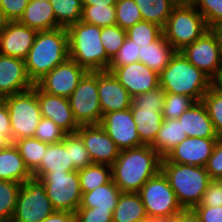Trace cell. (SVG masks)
<instances>
[{"instance_id":"obj_5","label":"cell","mask_w":222,"mask_h":222,"mask_svg":"<svg viewBox=\"0 0 222 222\" xmlns=\"http://www.w3.org/2000/svg\"><path fill=\"white\" fill-rule=\"evenodd\" d=\"M161 171L183 209H193L199 205L212 180L205 167L176 164L169 162L165 157L161 161Z\"/></svg>"},{"instance_id":"obj_50","label":"cell","mask_w":222,"mask_h":222,"mask_svg":"<svg viewBox=\"0 0 222 222\" xmlns=\"http://www.w3.org/2000/svg\"><path fill=\"white\" fill-rule=\"evenodd\" d=\"M30 0H0V9L10 21H18Z\"/></svg>"},{"instance_id":"obj_10","label":"cell","mask_w":222,"mask_h":222,"mask_svg":"<svg viewBox=\"0 0 222 222\" xmlns=\"http://www.w3.org/2000/svg\"><path fill=\"white\" fill-rule=\"evenodd\" d=\"M55 211L43 183L31 178L21 185L11 222H41Z\"/></svg>"},{"instance_id":"obj_55","label":"cell","mask_w":222,"mask_h":222,"mask_svg":"<svg viewBox=\"0 0 222 222\" xmlns=\"http://www.w3.org/2000/svg\"><path fill=\"white\" fill-rule=\"evenodd\" d=\"M82 5L108 6L115 5L117 0H81Z\"/></svg>"},{"instance_id":"obj_17","label":"cell","mask_w":222,"mask_h":222,"mask_svg":"<svg viewBox=\"0 0 222 222\" xmlns=\"http://www.w3.org/2000/svg\"><path fill=\"white\" fill-rule=\"evenodd\" d=\"M218 138L187 137L165 157L169 162L205 167Z\"/></svg>"},{"instance_id":"obj_48","label":"cell","mask_w":222,"mask_h":222,"mask_svg":"<svg viewBox=\"0 0 222 222\" xmlns=\"http://www.w3.org/2000/svg\"><path fill=\"white\" fill-rule=\"evenodd\" d=\"M205 169L211 179L222 180V137H218Z\"/></svg>"},{"instance_id":"obj_37","label":"cell","mask_w":222,"mask_h":222,"mask_svg":"<svg viewBox=\"0 0 222 222\" xmlns=\"http://www.w3.org/2000/svg\"><path fill=\"white\" fill-rule=\"evenodd\" d=\"M81 21L99 27L116 25L115 5H83Z\"/></svg>"},{"instance_id":"obj_15","label":"cell","mask_w":222,"mask_h":222,"mask_svg":"<svg viewBox=\"0 0 222 222\" xmlns=\"http://www.w3.org/2000/svg\"><path fill=\"white\" fill-rule=\"evenodd\" d=\"M76 133L89 152L92 163L112 166L120 149L100 125H81Z\"/></svg>"},{"instance_id":"obj_31","label":"cell","mask_w":222,"mask_h":222,"mask_svg":"<svg viewBox=\"0 0 222 222\" xmlns=\"http://www.w3.org/2000/svg\"><path fill=\"white\" fill-rule=\"evenodd\" d=\"M144 21L164 27L172 10L177 5L175 0H134Z\"/></svg>"},{"instance_id":"obj_42","label":"cell","mask_w":222,"mask_h":222,"mask_svg":"<svg viewBox=\"0 0 222 222\" xmlns=\"http://www.w3.org/2000/svg\"><path fill=\"white\" fill-rule=\"evenodd\" d=\"M126 37V30H123L118 25L101 27L100 40L107 56L110 59H112L113 56L123 46Z\"/></svg>"},{"instance_id":"obj_18","label":"cell","mask_w":222,"mask_h":222,"mask_svg":"<svg viewBox=\"0 0 222 222\" xmlns=\"http://www.w3.org/2000/svg\"><path fill=\"white\" fill-rule=\"evenodd\" d=\"M97 87L102 115L131 108L132 97L111 72H97Z\"/></svg>"},{"instance_id":"obj_46","label":"cell","mask_w":222,"mask_h":222,"mask_svg":"<svg viewBox=\"0 0 222 222\" xmlns=\"http://www.w3.org/2000/svg\"><path fill=\"white\" fill-rule=\"evenodd\" d=\"M135 62H139L137 47L134 41L126 37L123 46L113 56L109 66H125Z\"/></svg>"},{"instance_id":"obj_9","label":"cell","mask_w":222,"mask_h":222,"mask_svg":"<svg viewBox=\"0 0 222 222\" xmlns=\"http://www.w3.org/2000/svg\"><path fill=\"white\" fill-rule=\"evenodd\" d=\"M39 180L56 211L76 212L82 196L78 170L52 171Z\"/></svg>"},{"instance_id":"obj_35","label":"cell","mask_w":222,"mask_h":222,"mask_svg":"<svg viewBox=\"0 0 222 222\" xmlns=\"http://www.w3.org/2000/svg\"><path fill=\"white\" fill-rule=\"evenodd\" d=\"M21 183L0 180V222H11Z\"/></svg>"},{"instance_id":"obj_26","label":"cell","mask_w":222,"mask_h":222,"mask_svg":"<svg viewBox=\"0 0 222 222\" xmlns=\"http://www.w3.org/2000/svg\"><path fill=\"white\" fill-rule=\"evenodd\" d=\"M31 178H33L32 173L26 167L23 158L13 143L0 151V180L23 184Z\"/></svg>"},{"instance_id":"obj_7","label":"cell","mask_w":222,"mask_h":222,"mask_svg":"<svg viewBox=\"0 0 222 222\" xmlns=\"http://www.w3.org/2000/svg\"><path fill=\"white\" fill-rule=\"evenodd\" d=\"M8 108L11 125V143L17 139L34 137L42 118L35 84L32 88L1 99Z\"/></svg>"},{"instance_id":"obj_29","label":"cell","mask_w":222,"mask_h":222,"mask_svg":"<svg viewBox=\"0 0 222 222\" xmlns=\"http://www.w3.org/2000/svg\"><path fill=\"white\" fill-rule=\"evenodd\" d=\"M148 218L138 193L121 192L113 211V222H138Z\"/></svg>"},{"instance_id":"obj_61","label":"cell","mask_w":222,"mask_h":222,"mask_svg":"<svg viewBox=\"0 0 222 222\" xmlns=\"http://www.w3.org/2000/svg\"><path fill=\"white\" fill-rule=\"evenodd\" d=\"M218 32L220 44H221V52H222V27L215 29Z\"/></svg>"},{"instance_id":"obj_60","label":"cell","mask_w":222,"mask_h":222,"mask_svg":"<svg viewBox=\"0 0 222 222\" xmlns=\"http://www.w3.org/2000/svg\"><path fill=\"white\" fill-rule=\"evenodd\" d=\"M177 4H193L195 0H175Z\"/></svg>"},{"instance_id":"obj_47","label":"cell","mask_w":222,"mask_h":222,"mask_svg":"<svg viewBox=\"0 0 222 222\" xmlns=\"http://www.w3.org/2000/svg\"><path fill=\"white\" fill-rule=\"evenodd\" d=\"M114 210H102L97 207H78L76 222H113Z\"/></svg>"},{"instance_id":"obj_32","label":"cell","mask_w":222,"mask_h":222,"mask_svg":"<svg viewBox=\"0 0 222 222\" xmlns=\"http://www.w3.org/2000/svg\"><path fill=\"white\" fill-rule=\"evenodd\" d=\"M78 174L81 192L87 193L112 180V166L92 163L78 170Z\"/></svg>"},{"instance_id":"obj_24","label":"cell","mask_w":222,"mask_h":222,"mask_svg":"<svg viewBox=\"0 0 222 222\" xmlns=\"http://www.w3.org/2000/svg\"><path fill=\"white\" fill-rule=\"evenodd\" d=\"M77 170L70 162V149L63 142L48 144L39 167L32 173L33 178L41 179L46 173Z\"/></svg>"},{"instance_id":"obj_52","label":"cell","mask_w":222,"mask_h":222,"mask_svg":"<svg viewBox=\"0 0 222 222\" xmlns=\"http://www.w3.org/2000/svg\"><path fill=\"white\" fill-rule=\"evenodd\" d=\"M0 135L7 137L11 141V125L8 108L0 99Z\"/></svg>"},{"instance_id":"obj_54","label":"cell","mask_w":222,"mask_h":222,"mask_svg":"<svg viewBox=\"0 0 222 222\" xmlns=\"http://www.w3.org/2000/svg\"><path fill=\"white\" fill-rule=\"evenodd\" d=\"M41 222H76V215L68 211H55Z\"/></svg>"},{"instance_id":"obj_45","label":"cell","mask_w":222,"mask_h":222,"mask_svg":"<svg viewBox=\"0 0 222 222\" xmlns=\"http://www.w3.org/2000/svg\"><path fill=\"white\" fill-rule=\"evenodd\" d=\"M166 92L160 86L132 98L131 107L163 108Z\"/></svg>"},{"instance_id":"obj_23","label":"cell","mask_w":222,"mask_h":222,"mask_svg":"<svg viewBox=\"0 0 222 222\" xmlns=\"http://www.w3.org/2000/svg\"><path fill=\"white\" fill-rule=\"evenodd\" d=\"M18 22L37 31L60 28L49 1L30 0Z\"/></svg>"},{"instance_id":"obj_56","label":"cell","mask_w":222,"mask_h":222,"mask_svg":"<svg viewBox=\"0 0 222 222\" xmlns=\"http://www.w3.org/2000/svg\"><path fill=\"white\" fill-rule=\"evenodd\" d=\"M10 20L6 17L4 12L0 9V34L4 31L7 27Z\"/></svg>"},{"instance_id":"obj_57","label":"cell","mask_w":222,"mask_h":222,"mask_svg":"<svg viewBox=\"0 0 222 222\" xmlns=\"http://www.w3.org/2000/svg\"><path fill=\"white\" fill-rule=\"evenodd\" d=\"M213 86L222 93V73L213 81Z\"/></svg>"},{"instance_id":"obj_40","label":"cell","mask_w":222,"mask_h":222,"mask_svg":"<svg viewBox=\"0 0 222 222\" xmlns=\"http://www.w3.org/2000/svg\"><path fill=\"white\" fill-rule=\"evenodd\" d=\"M202 102L207 108L218 137H222V93L212 85L203 96Z\"/></svg>"},{"instance_id":"obj_30","label":"cell","mask_w":222,"mask_h":222,"mask_svg":"<svg viewBox=\"0 0 222 222\" xmlns=\"http://www.w3.org/2000/svg\"><path fill=\"white\" fill-rule=\"evenodd\" d=\"M120 193L119 187L111 180L109 183L98 186L90 192L82 193L79 207L114 210Z\"/></svg>"},{"instance_id":"obj_20","label":"cell","mask_w":222,"mask_h":222,"mask_svg":"<svg viewBox=\"0 0 222 222\" xmlns=\"http://www.w3.org/2000/svg\"><path fill=\"white\" fill-rule=\"evenodd\" d=\"M24 59L0 54V99L32 88Z\"/></svg>"},{"instance_id":"obj_51","label":"cell","mask_w":222,"mask_h":222,"mask_svg":"<svg viewBox=\"0 0 222 222\" xmlns=\"http://www.w3.org/2000/svg\"><path fill=\"white\" fill-rule=\"evenodd\" d=\"M193 210L198 215L200 222H222V206H195Z\"/></svg>"},{"instance_id":"obj_11","label":"cell","mask_w":222,"mask_h":222,"mask_svg":"<svg viewBox=\"0 0 222 222\" xmlns=\"http://www.w3.org/2000/svg\"><path fill=\"white\" fill-rule=\"evenodd\" d=\"M68 100L79 126L100 124L103 115L98 97L97 72L87 71Z\"/></svg>"},{"instance_id":"obj_2","label":"cell","mask_w":222,"mask_h":222,"mask_svg":"<svg viewBox=\"0 0 222 222\" xmlns=\"http://www.w3.org/2000/svg\"><path fill=\"white\" fill-rule=\"evenodd\" d=\"M69 58L68 33L60 27L38 31L34 44L24 59L26 72L33 84Z\"/></svg>"},{"instance_id":"obj_34","label":"cell","mask_w":222,"mask_h":222,"mask_svg":"<svg viewBox=\"0 0 222 222\" xmlns=\"http://www.w3.org/2000/svg\"><path fill=\"white\" fill-rule=\"evenodd\" d=\"M49 2L60 27L67 28L81 21L83 8L81 0H50Z\"/></svg>"},{"instance_id":"obj_25","label":"cell","mask_w":222,"mask_h":222,"mask_svg":"<svg viewBox=\"0 0 222 222\" xmlns=\"http://www.w3.org/2000/svg\"><path fill=\"white\" fill-rule=\"evenodd\" d=\"M137 133L144 145H151L163 123V108L131 107Z\"/></svg>"},{"instance_id":"obj_41","label":"cell","mask_w":222,"mask_h":222,"mask_svg":"<svg viewBox=\"0 0 222 222\" xmlns=\"http://www.w3.org/2000/svg\"><path fill=\"white\" fill-rule=\"evenodd\" d=\"M194 103H196V101L187 95L166 92L162 116L164 119L179 118L180 115Z\"/></svg>"},{"instance_id":"obj_4","label":"cell","mask_w":222,"mask_h":222,"mask_svg":"<svg viewBox=\"0 0 222 222\" xmlns=\"http://www.w3.org/2000/svg\"><path fill=\"white\" fill-rule=\"evenodd\" d=\"M69 58L89 72L107 71L111 59L100 40L101 27L79 21L66 28Z\"/></svg>"},{"instance_id":"obj_12","label":"cell","mask_w":222,"mask_h":222,"mask_svg":"<svg viewBox=\"0 0 222 222\" xmlns=\"http://www.w3.org/2000/svg\"><path fill=\"white\" fill-rule=\"evenodd\" d=\"M181 52L196 68L214 81L222 73V52L218 32L208 30Z\"/></svg>"},{"instance_id":"obj_36","label":"cell","mask_w":222,"mask_h":222,"mask_svg":"<svg viewBox=\"0 0 222 222\" xmlns=\"http://www.w3.org/2000/svg\"><path fill=\"white\" fill-rule=\"evenodd\" d=\"M127 32V37L135 42L137 48L149 46L155 42L162 34V27L158 24L140 21L134 26L130 27Z\"/></svg>"},{"instance_id":"obj_53","label":"cell","mask_w":222,"mask_h":222,"mask_svg":"<svg viewBox=\"0 0 222 222\" xmlns=\"http://www.w3.org/2000/svg\"><path fill=\"white\" fill-rule=\"evenodd\" d=\"M166 222H200L198 215L193 209H182Z\"/></svg>"},{"instance_id":"obj_8","label":"cell","mask_w":222,"mask_h":222,"mask_svg":"<svg viewBox=\"0 0 222 222\" xmlns=\"http://www.w3.org/2000/svg\"><path fill=\"white\" fill-rule=\"evenodd\" d=\"M138 194L148 218L168 220L183 209L161 170L142 186Z\"/></svg>"},{"instance_id":"obj_1","label":"cell","mask_w":222,"mask_h":222,"mask_svg":"<svg viewBox=\"0 0 222 222\" xmlns=\"http://www.w3.org/2000/svg\"><path fill=\"white\" fill-rule=\"evenodd\" d=\"M161 161L150 145L120 150L112 165V180L121 192L138 193L161 170Z\"/></svg>"},{"instance_id":"obj_22","label":"cell","mask_w":222,"mask_h":222,"mask_svg":"<svg viewBox=\"0 0 222 222\" xmlns=\"http://www.w3.org/2000/svg\"><path fill=\"white\" fill-rule=\"evenodd\" d=\"M178 120L187 137L218 138L207 108L202 101L194 103Z\"/></svg>"},{"instance_id":"obj_58","label":"cell","mask_w":222,"mask_h":222,"mask_svg":"<svg viewBox=\"0 0 222 222\" xmlns=\"http://www.w3.org/2000/svg\"><path fill=\"white\" fill-rule=\"evenodd\" d=\"M10 143L11 141L7 137L0 135V151L5 149Z\"/></svg>"},{"instance_id":"obj_3","label":"cell","mask_w":222,"mask_h":222,"mask_svg":"<svg viewBox=\"0 0 222 222\" xmlns=\"http://www.w3.org/2000/svg\"><path fill=\"white\" fill-rule=\"evenodd\" d=\"M213 85V81L192 65L181 51H176L169 64L159 74V86L168 93L187 95L196 102Z\"/></svg>"},{"instance_id":"obj_19","label":"cell","mask_w":222,"mask_h":222,"mask_svg":"<svg viewBox=\"0 0 222 222\" xmlns=\"http://www.w3.org/2000/svg\"><path fill=\"white\" fill-rule=\"evenodd\" d=\"M35 92L42 117L54 121L67 134L76 133L80 126L73 116L68 98L47 94L36 84Z\"/></svg>"},{"instance_id":"obj_28","label":"cell","mask_w":222,"mask_h":222,"mask_svg":"<svg viewBox=\"0 0 222 222\" xmlns=\"http://www.w3.org/2000/svg\"><path fill=\"white\" fill-rule=\"evenodd\" d=\"M187 134L183 131L178 118L164 119L154 142L150 145L162 158L184 139Z\"/></svg>"},{"instance_id":"obj_59","label":"cell","mask_w":222,"mask_h":222,"mask_svg":"<svg viewBox=\"0 0 222 222\" xmlns=\"http://www.w3.org/2000/svg\"><path fill=\"white\" fill-rule=\"evenodd\" d=\"M138 222H166V220L164 219H155V218H146L142 221H138Z\"/></svg>"},{"instance_id":"obj_14","label":"cell","mask_w":222,"mask_h":222,"mask_svg":"<svg viewBox=\"0 0 222 222\" xmlns=\"http://www.w3.org/2000/svg\"><path fill=\"white\" fill-rule=\"evenodd\" d=\"M107 71L114 75L132 98L159 87V74L140 61L125 66H109Z\"/></svg>"},{"instance_id":"obj_27","label":"cell","mask_w":222,"mask_h":222,"mask_svg":"<svg viewBox=\"0 0 222 222\" xmlns=\"http://www.w3.org/2000/svg\"><path fill=\"white\" fill-rule=\"evenodd\" d=\"M175 52L163 34L155 42L149 44V46L137 48L139 61L158 74L169 64Z\"/></svg>"},{"instance_id":"obj_21","label":"cell","mask_w":222,"mask_h":222,"mask_svg":"<svg viewBox=\"0 0 222 222\" xmlns=\"http://www.w3.org/2000/svg\"><path fill=\"white\" fill-rule=\"evenodd\" d=\"M37 33L18 21H10L0 34V54L25 59Z\"/></svg>"},{"instance_id":"obj_6","label":"cell","mask_w":222,"mask_h":222,"mask_svg":"<svg viewBox=\"0 0 222 222\" xmlns=\"http://www.w3.org/2000/svg\"><path fill=\"white\" fill-rule=\"evenodd\" d=\"M208 30L205 18L193 4H177L162 28L163 36L175 51L183 50Z\"/></svg>"},{"instance_id":"obj_39","label":"cell","mask_w":222,"mask_h":222,"mask_svg":"<svg viewBox=\"0 0 222 222\" xmlns=\"http://www.w3.org/2000/svg\"><path fill=\"white\" fill-rule=\"evenodd\" d=\"M116 25L128 30L143 20L139 7L134 0H117L115 4Z\"/></svg>"},{"instance_id":"obj_16","label":"cell","mask_w":222,"mask_h":222,"mask_svg":"<svg viewBox=\"0 0 222 222\" xmlns=\"http://www.w3.org/2000/svg\"><path fill=\"white\" fill-rule=\"evenodd\" d=\"M100 125L120 150L144 145L140 141L130 108L105 113Z\"/></svg>"},{"instance_id":"obj_43","label":"cell","mask_w":222,"mask_h":222,"mask_svg":"<svg viewBox=\"0 0 222 222\" xmlns=\"http://www.w3.org/2000/svg\"><path fill=\"white\" fill-rule=\"evenodd\" d=\"M193 5L205 18L209 29L222 27V0H195Z\"/></svg>"},{"instance_id":"obj_13","label":"cell","mask_w":222,"mask_h":222,"mask_svg":"<svg viewBox=\"0 0 222 222\" xmlns=\"http://www.w3.org/2000/svg\"><path fill=\"white\" fill-rule=\"evenodd\" d=\"M86 72L73 59L68 58L41 78L36 85L47 94L68 98Z\"/></svg>"},{"instance_id":"obj_33","label":"cell","mask_w":222,"mask_h":222,"mask_svg":"<svg viewBox=\"0 0 222 222\" xmlns=\"http://www.w3.org/2000/svg\"><path fill=\"white\" fill-rule=\"evenodd\" d=\"M12 143L23 158L26 167L33 173L39 167L48 144L35 137L17 139Z\"/></svg>"},{"instance_id":"obj_44","label":"cell","mask_w":222,"mask_h":222,"mask_svg":"<svg viewBox=\"0 0 222 222\" xmlns=\"http://www.w3.org/2000/svg\"><path fill=\"white\" fill-rule=\"evenodd\" d=\"M66 134L54 121L42 117L37 125L34 137L44 143L55 144L62 142Z\"/></svg>"},{"instance_id":"obj_49","label":"cell","mask_w":222,"mask_h":222,"mask_svg":"<svg viewBox=\"0 0 222 222\" xmlns=\"http://www.w3.org/2000/svg\"><path fill=\"white\" fill-rule=\"evenodd\" d=\"M196 206H222V180L212 179L208 184L201 203Z\"/></svg>"},{"instance_id":"obj_38","label":"cell","mask_w":222,"mask_h":222,"mask_svg":"<svg viewBox=\"0 0 222 222\" xmlns=\"http://www.w3.org/2000/svg\"><path fill=\"white\" fill-rule=\"evenodd\" d=\"M70 149V162L77 169H83L92 164L91 157L81 137L77 133L66 134L62 141Z\"/></svg>"}]
</instances>
